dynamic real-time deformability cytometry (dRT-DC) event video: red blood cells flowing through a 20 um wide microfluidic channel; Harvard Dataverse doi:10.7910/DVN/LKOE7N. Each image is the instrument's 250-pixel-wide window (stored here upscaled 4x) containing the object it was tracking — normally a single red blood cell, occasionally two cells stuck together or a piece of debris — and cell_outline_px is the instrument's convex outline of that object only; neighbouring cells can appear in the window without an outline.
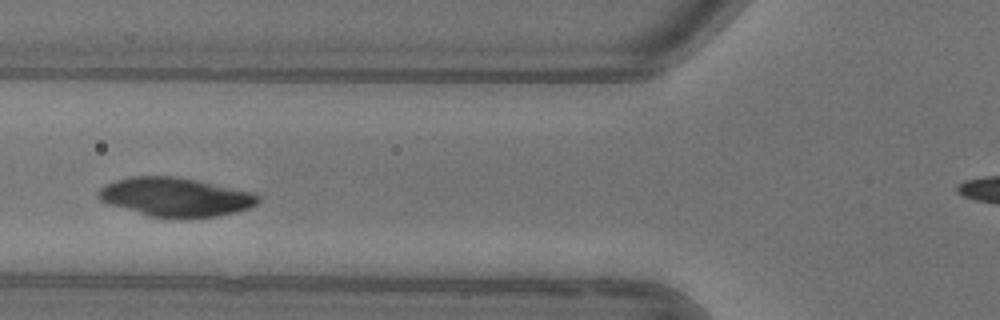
{"species": "common noctule bat (a hibernating species)", "species_latin": "Nyctalus noctula", "temperature_condition": "warm", "stored_images_in_passage": 5, "camera_frame_rate_fps": 3000, "um_per_image_px": 0.085, "animal": {"sex": "female"}, "frame": {"image": 1, "passage_image": 4, "time_ms": 3.667, "image_size_px": [1000, 320], "cell_outline_px": [[260, 200], [256, 204], [248, 208], [236, 212], [220, 216], [180, 220], [176, 220], [148, 216], [100, 200], [96, 196], [96, 192], [100, 188], [116, 180], [132, 176], [172, 176], [196, 180], [252, 192], [260, 196]], "centroid_in_image_um": [14.93, 16.78], "position_along_channel_um": 110.9, "area_um2": 36.47}}